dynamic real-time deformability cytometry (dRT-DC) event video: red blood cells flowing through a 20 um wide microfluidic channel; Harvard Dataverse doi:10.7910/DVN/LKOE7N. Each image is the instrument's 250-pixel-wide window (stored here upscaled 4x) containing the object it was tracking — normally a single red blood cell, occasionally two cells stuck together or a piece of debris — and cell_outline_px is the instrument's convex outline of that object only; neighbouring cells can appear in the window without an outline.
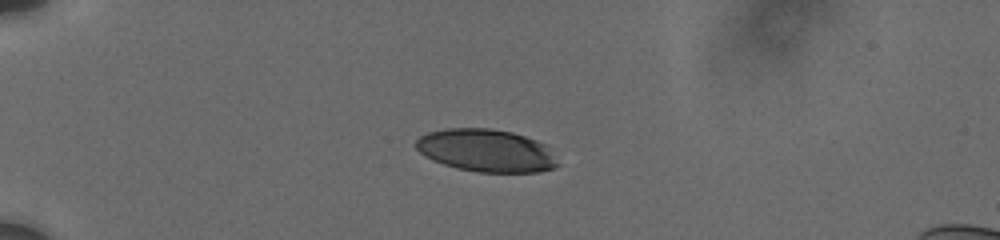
{"species": "human", "species_latin": "Homo sapiens", "temperature_condition": "cold", "stored_images_in_passage": 13, "camera_frame_rate_fps": 3000, "um_per_image_px": 0.085, "donor": {"sex": "male"}, "frame": {"image": 1, "passage_image": 10, "time_ms": 4.667, "image_size_px": [1000, 240], "cell_outline_px": [[560, 164], [556, 168], [540, 172], [476, 172], [456, 168], [432, 160], [424, 156], [412, 144], [420, 136], [428, 132], [444, 128], [488, 128], [512, 132], [548, 144]], "centroid_in_image_um": [41.35, 12.8], "position_along_channel_um": 43.7, "area_um2": 35.78}}
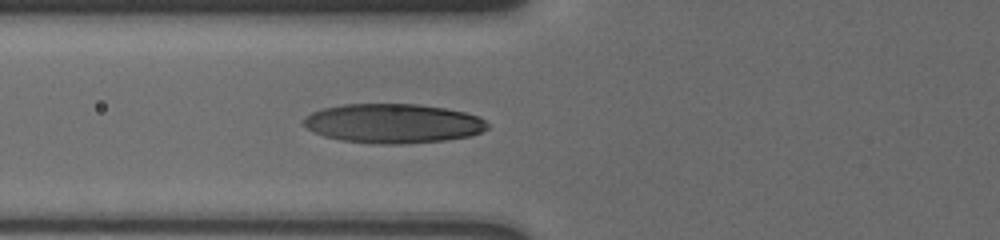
{"frame": {"image": 2, "passage_image": 13, "time_ms": 7.333, "image_size_px": [1000, 240], "cell_outline_px": [[488, 128], [480, 132], [468, 136], [444, 140], [400, 144], [380, 144], [340, 140], [324, 136], [312, 132], [304, 124], [304, 116], [312, 112], [324, 108], [344, 104], [416, 104], [444, 108], [464, 112], [480, 116], [488, 124]], "centroid_in_image_um": [33.39, 10.49], "position_along_channel_um": 92.4, "area_um2": 42.02}}